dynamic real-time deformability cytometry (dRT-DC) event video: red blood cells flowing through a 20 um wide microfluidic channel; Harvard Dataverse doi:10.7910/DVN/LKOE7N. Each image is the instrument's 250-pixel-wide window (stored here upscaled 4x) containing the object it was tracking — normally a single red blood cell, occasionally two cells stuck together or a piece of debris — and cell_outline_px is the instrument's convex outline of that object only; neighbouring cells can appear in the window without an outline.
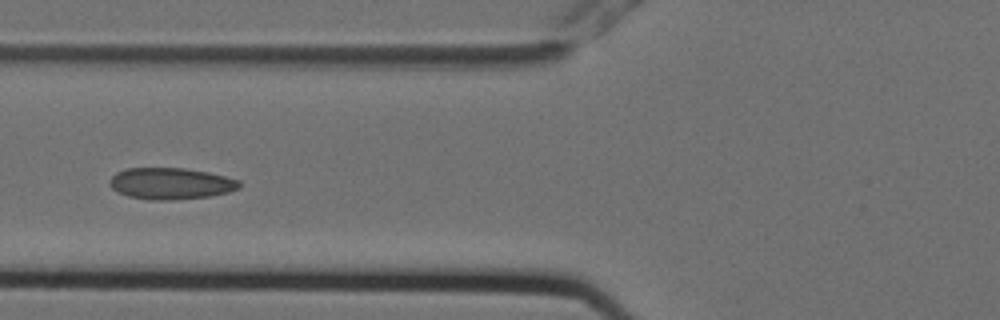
{"species": "Egyptian fruit bat (a non-hibernating species)", "species_latin": "Rousettus aegyptiacus", "temperature_condition": "cold", "stored_images_in_passage": 5, "camera_frame_rate_fps": 3000, "um_per_image_px": 0.085, "animal": {"sex": "female"}, "frame": {"image": 1, "passage_image": 4, "time_ms": 1.0, "image_size_px": [1000, 320], "cell_outline_px": [[240, 188], [228, 192], [212, 196], [172, 200], [148, 200], [128, 196], [116, 192], [108, 184], [108, 180], [116, 172], [128, 168], [184, 168], [208, 172], [240, 180]], "centroid_in_image_um": [14.49, 15.6], "position_along_channel_um": 111.3, "area_um2": 24.04}}
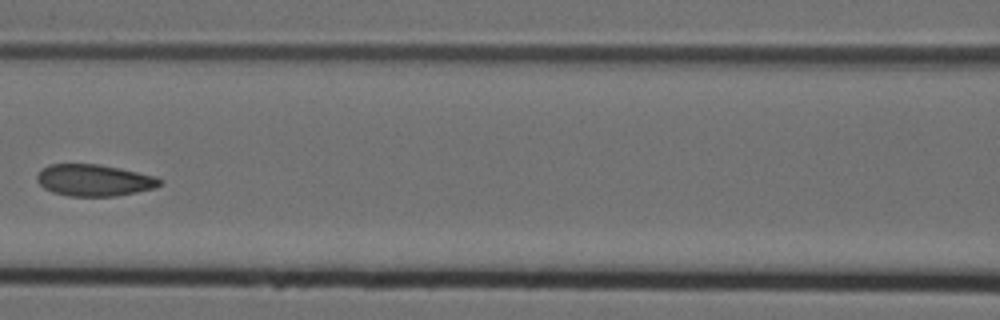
{"frame": {"image": 2, "passage_image": 5, "time_ms": 1.333, "image_size_px": [1000, 320], "cell_outline_px": [[164, 180], [156, 188], [116, 196], [68, 196], [52, 192], [44, 188], [36, 180], [36, 176], [48, 164], [96, 164], [120, 168], [156, 176]], "centroid_in_image_um": [8.02, 15.32], "position_along_channel_um": 158.6, "area_um2": 22.72}}